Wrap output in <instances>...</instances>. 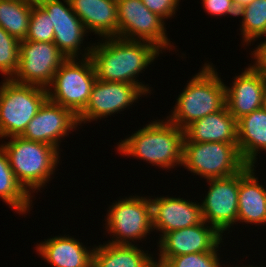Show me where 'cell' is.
<instances>
[{
    "label": "cell",
    "instance_id": "e0dca14e",
    "mask_svg": "<svg viewBox=\"0 0 266 267\" xmlns=\"http://www.w3.org/2000/svg\"><path fill=\"white\" fill-rule=\"evenodd\" d=\"M153 230L160 240L166 233L202 223L201 204L179 197L160 196L151 198Z\"/></svg>",
    "mask_w": 266,
    "mask_h": 267
},
{
    "label": "cell",
    "instance_id": "7402d4cb",
    "mask_svg": "<svg viewBox=\"0 0 266 267\" xmlns=\"http://www.w3.org/2000/svg\"><path fill=\"white\" fill-rule=\"evenodd\" d=\"M237 144L247 165L257 164L261 151L266 153V111L257 109L237 120Z\"/></svg>",
    "mask_w": 266,
    "mask_h": 267
},
{
    "label": "cell",
    "instance_id": "44dd1931",
    "mask_svg": "<svg viewBox=\"0 0 266 267\" xmlns=\"http://www.w3.org/2000/svg\"><path fill=\"white\" fill-rule=\"evenodd\" d=\"M184 141L237 143V120L226 105L184 128Z\"/></svg>",
    "mask_w": 266,
    "mask_h": 267
},
{
    "label": "cell",
    "instance_id": "5bb4252c",
    "mask_svg": "<svg viewBox=\"0 0 266 267\" xmlns=\"http://www.w3.org/2000/svg\"><path fill=\"white\" fill-rule=\"evenodd\" d=\"M223 236L212 226L203 221L184 229L166 233L157 243L159 253L155 259L159 267L167 258L183 254L218 252L223 243Z\"/></svg>",
    "mask_w": 266,
    "mask_h": 267
},
{
    "label": "cell",
    "instance_id": "484cf974",
    "mask_svg": "<svg viewBox=\"0 0 266 267\" xmlns=\"http://www.w3.org/2000/svg\"><path fill=\"white\" fill-rule=\"evenodd\" d=\"M242 17L240 29L242 46L253 45L258 38L266 39V0H254L238 10V17ZM256 39V40H255ZM245 43V44H244Z\"/></svg>",
    "mask_w": 266,
    "mask_h": 267
},
{
    "label": "cell",
    "instance_id": "1f68e13d",
    "mask_svg": "<svg viewBox=\"0 0 266 267\" xmlns=\"http://www.w3.org/2000/svg\"><path fill=\"white\" fill-rule=\"evenodd\" d=\"M259 45H256L251 51V58L254 60L253 65L266 73V40L258 43Z\"/></svg>",
    "mask_w": 266,
    "mask_h": 267
},
{
    "label": "cell",
    "instance_id": "8992f818",
    "mask_svg": "<svg viewBox=\"0 0 266 267\" xmlns=\"http://www.w3.org/2000/svg\"><path fill=\"white\" fill-rule=\"evenodd\" d=\"M109 206L105 232L110 234V238L112 236V241L108 240V243L135 245L137 240L146 241L147 235L154 231L150 196L131 195L119 198Z\"/></svg>",
    "mask_w": 266,
    "mask_h": 267
},
{
    "label": "cell",
    "instance_id": "3957f363",
    "mask_svg": "<svg viewBox=\"0 0 266 267\" xmlns=\"http://www.w3.org/2000/svg\"><path fill=\"white\" fill-rule=\"evenodd\" d=\"M213 63L204 62L182 92L166 118L184 129L190 123L221 110L225 104V83Z\"/></svg>",
    "mask_w": 266,
    "mask_h": 267
},
{
    "label": "cell",
    "instance_id": "cb8c5ba5",
    "mask_svg": "<svg viewBox=\"0 0 266 267\" xmlns=\"http://www.w3.org/2000/svg\"><path fill=\"white\" fill-rule=\"evenodd\" d=\"M0 198L19 215L31 210L32 196L17 181L4 147L0 144Z\"/></svg>",
    "mask_w": 266,
    "mask_h": 267
},
{
    "label": "cell",
    "instance_id": "4316f807",
    "mask_svg": "<svg viewBox=\"0 0 266 267\" xmlns=\"http://www.w3.org/2000/svg\"><path fill=\"white\" fill-rule=\"evenodd\" d=\"M19 43L0 26V72L5 79H12L18 70Z\"/></svg>",
    "mask_w": 266,
    "mask_h": 267
},
{
    "label": "cell",
    "instance_id": "f546056e",
    "mask_svg": "<svg viewBox=\"0 0 266 267\" xmlns=\"http://www.w3.org/2000/svg\"><path fill=\"white\" fill-rule=\"evenodd\" d=\"M203 8L206 13L211 16H225L229 15L238 17V10L235 7L233 0H202Z\"/></svg>",
    "mask_w": 266,
    "mask_h": 267
},
{
    "label": "cell",
    "instance_id": "f1b7e54d",
    "mask_svg": "<svg viewBox=\"0 0 266 267\" xmlns=\"http://www.w3.org/2000/svg\"><path fill=\"white\" fill-rule=\"evenodd\" d=\"M220 263L219 252H203L167 258L159 267H223Z\"/></svg>",
    "mask_w": 266,
    "mask_h": 267
},
{
    "label": "cell",
    "instance_id": "8fae6325",
    "mask_svg": "<svg viewBox=\"0 0 266 267\" xmlns=\"http://www.w3.org/2000/svg\"><path fill=\"white\" fill-rule=\"evenodd\" d=\"M206 182L209 185L208 192L200 202L203 220L223 236L236 222L238 224L240 172Z\"/></svg>",
    "mask_w": 266,
    "mask_h": 267
},
{
    "label": "cell",
    "instance_id": "7a4b0ae2",
    "mask_svg": "<svg viewBox=\"0 0 266 267\" xmlns=\"http://www.w3.org/2000/svg\"><path fill=\"white\" fill-rule=\"evenodd\" d=\"M183 143L184 129L167 118L155 119L129 137L119 140L116 150L123 157L131 156L163 170H170L182 166Z\"/></svg>",
    "mask_w": 266,
    "mask_h": 267
},
{
    "label": "cell",
    "instance_id": "4fadbf2b",
    "mask_svg": "<svg viewBox=\"0 0 266 267\" xmlns=\"http://www.w3.org/2000/svg\"><path fill=\"white\" fill-rule=\"evenodd\" d=\"M144 96L146 94L133 83L96 80L86 107L77 115L79 126L129 109Z\"/></svg>",
    "mask_w": 266,
    "mask_h": 267
},
{
    "label": "cell",
    "instance_id": "ffe728a7",
    "mask_svg": "<svg viewBox=\"0 0 266 267\" xmlns=\"http://www.w3.org/2000/svg\"><path fill=\"white\" fill-rule=\"evenodd\" d=\"M256 165H246L240 171L238 192V223L266 224V191L259 183ZM256 174V175H255Z\"/></svg>",
    "mask_w": 266,
    "mask_h": 267
},
{
    "label": "cell",
    "instance_id": "2e32d148",
    "mask_svg": "<svg viewBox=\"0 0 266 267\" xmlns=\"http://www.w3.org/2000/svg\"><path fill=\"white\" fill-rule=\"evenodd\" d=\"M231 86L225 85V104L236 119L262 108L266 87V73L250 63L235 76Z\"/></svg>",
    "mask_w": 266,
    "mask_h": 267
},
{
    "label": "cell",
    "instance_id": "52a82bcc",
    "mask_svg": "<svg viewBox=\"0 0 266 267\" xmlns=\"http://www.w3.org/2000/svg\"><path fill=\"white\" fill-rule=\"evenodd\" d=\"M247 164L238 151L237 143H183L182 166L200 178H225L240 172Z\"/></svg>",
    "mask_w": 266,
    "mask_h": 267
},
{
    "label": "cell",
    "instance_id": "ba28073f",
    "mask_svg": "<svg viewBox=\"0 0 266 267\" xmlns=\"http://www.w3.org/2000/svg\"><path fill=\"white\" fill-rule=\"evenodd\" d=\"M96 80L90 57L68 58L46 88L48 100L78 115L86 107Z\"/></svg>",
    "mask_w": 266,
    "mask_h": 267
},
{
    "label": "cell",
    "instance_id": "603a6c76",
    "mask_svg": "<svg viewBox=\"0 0 266 267\" xmlns=\"http://www.w3.org/2000/svg\"><path fill=\"white\" fill-rule=\"evenodd\" d=\"M140 247V248H139ZM137 245H94L92 267H156L154 255Z\"/></svg>",
    "mask_w": 266,
    "mask_h": 267
},
{
    "label": "cell",
    "instance_id": "6da1fadb",
    "mask_svg": "<svg viewBox=\"0 0 266 267\" xmlns=\"http://www.w3.org/2000/svg\"><path fill=\"white\" fill-rule=\"evenodd\" d=\"M92 44L90 58L97 80L133 83L146 95L152 93L149 84L137 78L163 53L159 48L149 42L120 37H105Z\"/></svg>",
    "mask_w": 266,
    "mask_h": 267
},
{
    "label": "cell",
    "instance_id": "d6a6232c",
    "mask_svg": "<svg viewBox=\"0 0 266 267\" xmlns=\"http://www.w3.org/2000/svg\"><path fill=\"white\" fill-rule=\"evenodd\" d=\"M233 1L237 10H240L242 7L250 4L254 0H233Z\"/></svg>",
    "mask_w": 266,
    "mask_h": 267
},
{
    "label": "cell",
    "instance_id": "83f0119b",
    "mask_svg": "<svg viewBox=\"0 0 266 267\" xmlns=\"http://www.w3.org/2000/svg\"><path fill=\"white\" fill-rule=\"evenodd\" d=\"M25 40L54 42V26L47 12L37 2L32 7L28 33Z\"/></svg>",
    "mask_w": 266,
    "mask_h": 267
},
{
    "label": "cell",
    "instance_id": "9c48e42d",
    "mask_svg": "<svg viewBox=\"0 0 266 267\" xmlns=\"http://www.w3.org/2000/svg\"><path fill=\"white\" fill-rule=\"evenodd\" d=\"M117 12L118 37L149 42L163 52L175 49L166 33L165 20L148 10L142 0H117Z\"/></svg>",
    "mask_w": 266,
    "mask_h": 267
},
{
    "label": "cell",
    "instance_id": "4dcf8cb0",
    "mask_svg": "<svg viewBox=\"0 0 266 267\" xmlns=\"http://www.w3.org/2000/svg\"><path fill=\"white\" fill-rule=\"evenodd\" d=\"M181 0H142L148 10L156 13L161 18L170 19L176 15Z\"/></svg>",
    "mask_w": 266,
    "mask_h": 267
},
{
    "label": "cell",
    "instance_id": "277c9868",
    "mask_svg": "<svg viewBox=\"0 0 266 267\" xmlns=\"http://www.w3.org/2000/svg\"><path fill=\"white\" fill-rule=\"evenodd\" d=\"M2 141L9 164L19 184L32 197L47 186L60 164V151L46 143L29 141L21 136ZM38 190V191H37ZM33 195H32V194Z\"/></svg>",
    "mask_w": 266,
    "mask_h": 267
},
{
    "label": "cell",
    "instance_id": "9a60e30c",
    "mask_svg": "<svg viewBox=\"0 0 266 267\" xmlns=\"http://www.w3.org/2000/svg\"><path fill=\"white\" fill-rule=\"evenodd\" d=\"M78 125V117L71 109L47 99L29 122L21 137L29 141L49 144L60 151L62 150L60 144L62 140H65L64 137H68L71 131L77 130Z\"/></svg>",
    "mask_w": 266,
    "mask_h": 267
},
{
    "label": "cell",
    "instance_id": "ac0fdd59",
    "mask_svg": "<svg viewBox=\"0 0 266 267\" xmlns=\"http://www.w3.org/2000/svg\"><path fill=\"white\" fill-rule=\"evenodd\" d=\"M37 243L36 252L52 267H92L94 247L85 246L79 239L61 235ZM39 253V254H38Z\"/></svg>",
    "mask_w": 266,
    "mask_h": 267
},
{
    "label": "cell",
    "instance_id": "d4e9b609",
    "mask_svg": "<svg viewBox=\"0 0 266 267\" xmlns=\"http://www.w3.org/2000/svg\"><path fill=\"white\" fill-rule=\"evenodd\" d=\"M35 0H0V26L19 41L25 40Z\"/></svg>",
    "mask_w": 266,
    "mask_h": 267
},
{
    "label": "cell",
    "instance_id": "d6986e66",
    "mask_svg": "<svg viewBox=\"0 0 266 267\" xmlns=\"http://www.w3.org/2000/svg\"><path fill=\"white\" fill-rule=\"evenodd\" d=\"M70 7L89 33L118 37L117 0H69Z\"/></svg>",
    "mask_w": 266,
    "mask_h": 267
},
{
    "label": "cell",
    "instance_id": "5b68a950",
    "mask_svg": "<svg viewBox=\"0 0 266 267\" xmlns=\"http://www.w3.org/2000/svg\"><path fill=\"white\" fill-rule=\"evenodd\" d=\"M0 84V140L21 136L48 99L47 89L4 79Z\"/></svg>",
    "mask_w": 266,
    "mask_h": 267
},
{
    "label": "cell",
    "instance_id": "e575fe53",
    "mask_svg": "<svg viewBox=\"0 0 266 267\" xmlns=\"http://www.w3.org/2000/svg\"><path fill=\"white\" fill-rule=\"evenodd\" d=\"M231 267H233V266H231ZM235 267H238V266H235ZM239 267H258V266H252V265H248V266H246V265H242V266H239ZM260 267V266H259ZM262 267V266H261ZM263 267H265V266H263Z\"/></svg>",
    "mask_w": 266,
    "mask_h": 267
},
{
    "label": "cell",
    "instance_id": "30bf717a",
    "mask_svg": "<svg viewBox=\"0 0 266 267\" xmlns=\"http://www.w3.org/2000/svg\"><path fill=\"white\" fill-rule=\"evenodd\" d=\"M67 59L54 42L20 41L19 67L12 80L47 88Z\"/></svg>",
    "mask_w": 266,
    "mask_h": 267
},
{
    "label": "cell",
    "instance_id": "7c38bea8",
    "mask_svg": "<svg viewBox=\"0 0 266 267\" xmlns=\"http://www.w3.org/2000/svg\"><path fill=\"white\" fill-rule=\"evenodd\" d=\"M35 1L47 12L54 26V43L58 49L67 58L90 57L93 44H88L86 48L82 45L85 36L90 33L71 9L69 0H62L65 4L61 0Z\"/></svg>",
    "mask_w": 266,
    "mask_h": 267
},
{
    "label": "cell",
    "instance_id": "836d02e7",
    "mask_svg": "<svg viewBox=\"0 0 266 267\" xmlns=\"http://www.w3.org/2000/svg\"><path fill=\"white\" fill-rule=\"evenodd\" d=\"M262 108L266 111V87L263 94Z\"/></svg>",
    "mask_w": 266,
    "mask_h": 267
}]
</instances>
